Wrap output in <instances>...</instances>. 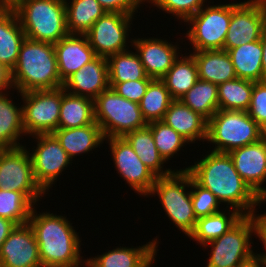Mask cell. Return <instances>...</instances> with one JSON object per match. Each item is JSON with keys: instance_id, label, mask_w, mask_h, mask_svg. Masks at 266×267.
Wrapping results in <instances>:
<instances>
[{"instance_id": "23", "label": "cell", "mask_w": 266, "mask_h": 267, "mask_svg": "<svg viewBox=\"0 0 266 267\" xmlns=\"http://www.w3.org/2000/svg\"><path fill=\"white\" fill-rule=\"evenodd\" d=\"M157 239L137 248L117 247L87 259L94 267H150L155 259Z\"/></svg>"}, {"instance_id": "9", "label": "cell", "mask_w": 266, "mask_h": 267, "mask_svg": "<svg viewBox=\"0 0 266 267\" xmlns=\"http://www.w3.org/2000/svg\"><path fill=\"white\" fill-rule=\"evenodd\" d=\"M231 21V4L202 7L186 22L192 25L186 33L194 51L223 49Z\"/></svg>"}, {"instance_id": "11", "label": "cell", "mask_w": 266, "mask_h": 267, "mask_svg": "<svg viewBox=\"0 0 266 267\" xmlns=\"http://www.w3.org/2000/svg\"><path fill=\"white\" fill-rule=\"evenodd\" d=\"M25 146L0 149V189L22 192L34 205L45 194L36 183Z\"/></svg>"}, {"instance_id": "41", "label": "cell", "mask_w": 266, "mask_h": 267, "mask_svg": "<svg viewBox=\"0 0 266 267\" xmlns=\"http://www.w3.org/2000/svg\"><path fill=\"white\" fill-rule=\"evenodd\" d=\"M247 112L266 131V81L254 82L251 102Z\"/></svg>"}, {"instance_id": "24", "label": "cell", "mask_w": 266, "mask_h": 267, "mask_svg": "<svg viewBox=\"0 0 266 267\" xmlns=\"http://www.w3.org/2000/svg\"><path fill=\"white\" fill-rule=\"evenodd\" d=\"M191 55L197 64L199 79L219 85L237 78L231 58L224 49L194 51Z\"/></svg>"}, {"instance_id": "18", "label": "cell", "mask_w": 266, "mask_h": 267, "mask_svg": "<svg viewBox=\"0 0 266 267\" xmlns=\"http://www.w3.org/2000/svg\"><path fill=\"white\" fill-rule=\"evenodd\" d=\"M148 77L162 79L178 59L179 47L158 38L131 40ZM178 48V49H177Z\"/></svg>"}, {"instance_id": "26", "label": "cell", "mask_w": 266, "mask_h": 267, "mask_svg": "<svg viewBox=\"0 0 266 267\" xmlns=\"http://www.w3.org/2000/svg\"><path fill=\"white\" fill-rule=\"evenodd\" d=\"M94 123L96 122L93 99L66 93L63 87H61L58 128H76Z\"/></svg>"}, {"instance_id": "50", "label": "cell", "mask_w": 266, "mask_h": 267, "mask_svg": "<svg viewBox=\"0 0 266 267\" xmlns=\"http://www.w3.org/2000/svg\"><path fill=\"white\" fill-rule=\"evenodd\" d=\"M85 263L86 267H94L88 260H86V262L84 261L83 264ZM80 264L76 265V266H72V267H81L79 266Z\"/></svg>"}, {"instance_id": "12", "label": "cell", "mask_w": 266, "mask_h": 267, "mask_svg": "<svg viewBox=\"0 0 266 267\" xmlns=\"http://www.w3.org/2000/svg\"><path fill=\"white\" fill-rule=\"evenodd\" d=\"M266 29V0L231 3V21L224 50L261 39Z\"/></svg>"}, {"instance_id": "34", "label": "cell", "mask_w": 266, "mask_h": 267, "mask_svg": "<svg viewBox=\"0 0 266 267\" xmlns=\"http://www.w3.org/2000/svg\"><path fill=\"white\" fill-rule=\"evenodd\" d=\"M180 101L208 121L219 110L218 85L198 79Z\"/></svg>"}, {"instance_id": "14", "label": "cell", "mask_w": 266, "mask_h": 267, "mask_svg": "<svg viewBox=\"0 0 266 267\" xmlns=\"http://www.w3.org/2000/svg\"><path fill=\"white\" fill-rule=\"evenodd\" d=\"M37 147L30 153L36 183L46 192L72 159L53 134L35 135Z\"/></svg>"}, {"instance_id": "1", "label": "cell", "mask_w": 266, "mask_h": 267, "mask_svg": "<svg viewBox=\"0 0 266 267\" xmlns=\"http://www.w3.org/2000/svg\"><path fill=\"white\" fill-rule=\"evenodd\" d=\"M183 171H188L200 186L210 190L220 203H227V207L230 205L228 208L236 209L243 215H251L256 205L266 201L239 175L228 153L211 151Z\"/></svg>"}, {"instance_id": "46", "label": "cell", "mask_w": 266, "mask_h": 267, "mask_svg": "<svg viewBox=\"0 0 266 267\" xmlns=\"http://www.w3.org/2000/svg\"><path fill=\"white\" fill-rule=\"evenodd\" d=\"M13 88L11 81V71L7 69L4 65L0 64V94L3 90Z\"/></svg>"}, {"instance_id": "5", "label": "cell", "mask_w": 266, "mask_h": 267, "mask_svg": "<svg viewBox=\"0 0 266 267\" xmlns=\"http://www.w3.org/2000/svg\"><path fill=\"white\" fill-rule=\"evenodd\" d=\"M266 135L247 111L218 110L209 120L207 140L215 144L213 152L229 153L257 142Z\"/></svg>"}, {"instance_id": "21", "label": "cell", "mask_w": 266, "mask_h": 267, "mask_svg": "<svg viewBox=\"0 0 266 267\" xmlns=\"http://www.w3.org/2000/svg\"><path fill=\"white\" fill-rule=\"evenodd\" d=\"M26 38L16 11L0 5V64L12 71Z\"/></svg>"}, {"instance_id": "13", "label": "cell", "mask_w": 266, "mask_h": 267, "mask_svg": "<svg viewBox=\"0 0 266 267\" xmlns=\"http://www.w3.org/2000/svg\"><path fill=\"white\" fill-rule=\"evenodd\" d=\"M132 15L106 12L93 23L91 29L85 34L96 56L108 58L119 52L127 50L126 40Z\"/></svg>"}, {"instance_id": "6", "label": "cell", "mask_w": 266, "mask_h": 267, "mask_svg": "<svg viewBox=\"0 0 266 267\" xmlns=\"http://www.w3.org/2000/svg\"><path fill=\"white\" fill-rule=\"evenodd\" d=\"M95 122L106 138L123 137L125 134L148 125L138 103L118 95L111 87L94 100Z\"/></svg>"}, {"instance_id": "22", "label": "cell", "mask_w": 266, "mask_h": 267, "mask_svg": "<svg viewBox=\"0 0 266 267\" xmlns=\"http://www.w3.org/2000/svg\"><path fill=\"white\" fill-rule=\"evenodd\" d=\"M188 142L207 140L208 121L180 100H173L163 120Z\"/></svg>"}, {"instance_id": "51", "label": "cell", "mask_w": 266, "mask_h": 267, "mask_svg": "<svg viewBox=\"0 0 266 267\" xmlns=\"http://www.w3.org/2000/svg\"><path fill=\"white\" fill-rule=\"evenodd\" d=\"M20 0H11V7H13Z\"/></svg>"}, {"instance_id": "8", "label": "cell", "mask_w": 266, "mask_h": 267, "mask_svg": "<svg viewBox=\"0 0 266 267\" xmlns=\"http://www.w3.org/2000/svg\"><path fill=\"white\" fill-rule=\"evenodd\" d=\"M255 234V223L251 215H244L225 234L209 241L211 255L206 267H241L252 261L256 255L250 248V238Z\"/></svg>"}, {"instance_id": "37", "label": "cell", "mask_w": 266, "mask_h": 267, "mask_svg": "<svg viewBox=\"0 0 266 267\" xmlns=\"http://www.w3.org/2000/svg\"><path fill=\"white\" fill-rule=\"evenodd\" d=\"M33 206L22 192L0 189V217L9 219L16 225L26 224Z\"/></svg>"}, {"instance_id": "4", "label": "cell", "mask_w": 266, "mask_h": 267, "mask_svg": "<svg viewBox=\"0 0 266 267\" xmlns=\"http://www.w3.org/2000/svg\"><path fill=\"white\" fill-rule=\"evenodd\" d=\"M12 8L26 38L55 44L69 35L65 0H20Z\"/></svg>"}, {"instance_id": "15", "label": "cell", "mask_w": 266, "mask_h": 267, "mask_svg": "<svg viewBox=\"0 0 266 267\" xmlns=\"http://www.w3.org/2000/svg\"><path fill=\"white\" fill-rule=\"evenodd\" d=\"M118 173L139 195H150L157 176L139 159L123 137L107 138Z\"/></svg>"}, {"instance_id": "36", "label": "cell", "mask_w": 266, "mask_h": 267, "mask_svg": "<svg viewBox=\"0 0 266 267\" xmlns=\"http://www.w3.org/2000/svg\"><path fill=\"white\" fill-rule=\"evenodd\" d=\"M172 101L165 83L161 79H153L139 102V107L146 122L150 123L163 120Z\"/></svg>"}, {"instance_id": "7", "label": "cell", "mask_w": 266, "mask_h": 267, "mask_svg": "<svg viewBox=\"0 0 266 267\" xmlns=\"http://www.w3.org/2000/svg\"><path fill=\"white\" fill-rule=\"evenodd\" d=\"M191 174L180 169L171 175L157 177L150 195L157 194L169 219L186 235L195 229L197 218L191 201Z\"/></svg>"}, {"instance_id": "25", "label": "cell", "mask_w": 266, "mask_h": 267, "mask_svg": "<svg viewBox=\"0 0 266 267\" xmlns=\"http://www.w3.org/2000/svg\"><path fill=\"white\" fill-rule=\"evenodd\" d=\"M52 134L71 159L77 154L94 150L105 140L97 123L76 128H58Z\"/></svg>"}, {"instance_id": "27", "label": "cell", "mask_w": 266, "mask_h": 267, "mask_svg": "<svg viewBox=\"0 0 266 267\" xmlns=\"http://www.w3.org/2000/svg\"><path fill=\"white\" fill-rule=\"evenodd\" d=\"M123 138L130 144L139 159L157 176L165 177L171 175L174 170L163 171L164 159L156 148L155 141L149 126L128 132Z\"/></svg>"}, {"instance_id": "38", "label": "cell", "mask_w": 266, "mask_h": 267, "mask_svg": "<svg viewBox=\"0 0 266 267\" xmlns=\"http://www.w3.org/2000/svg\"><path fill=\"white\" fill-rule=\"evenodd\" d=\"M148 126L152 132L156 148L165 162L170 160L182 146H185V143H189L162 120L152 121L148 123Z\"/></svg>"}, {"instance_id": "3", "label": "cell", "mask_w": 266, "mask_h": 267, "mask_svg": "<svg viewBox=\"0 0 266 267\" xmlns=\"http://www.w3.org/2000/svg\"><path fill=\"white\" fill-rule=\"evenodd\" d=\"M11 81L19 93L62 87L54 44L25 38L11 71Z\"/></svg>"}, {"instance_id": "44", "label": "cell", "mask_w": 266, "mask_h": 267, "mask_svg": "<svg viewBox=\"0 0 266 267\" xmlns=\"http://www.w3.org/2000/svg\"><path fill=\"white\" fill-rule=\"evenodd\" d=\"M251 216L255 223V235L262 241L266 251V213L256 216L254 211ZM256 257L266 261V252L264 254H257Z\"/></svg>"}, {"instance_id": "10", "label": "cell", "mask_w": 266, "mask_h": 267, "mask_svg": "<svg viewBox=\"0 0 266 267\" xmlns=\"http://www.w3.org/2000/svg\"><path fill=\"white\" fill-rule=\"evenodd\" d=\"M25 135L52 134L58 129L61 87L20 93Z\"/></svg>"}, {"instance_id": "29", "label": "cell", "mask_w": 266, "mask_h": 267, "mask_svg": "<svg viewBox=\"0 0 266 267\" xmlns=\"http://www.w3.org/2000/svg\"><path fill=\"white\" fill-rule=\"evenodd\" d=\"M198 68L194 57L182 56L174 62L162 77L173 100H180L198 81Z\"/></svg>"}, {"instance_id": "16", "label": "cell", "mask_w": 266, "mask_h": 267, "mask_svg": "<svg viewBox=\"0 0 266 267\" xmlns=\"http://www.w3.org/2000/svg\"><path fill=\"white\" fill-rule=\"evenodd\" d=\"M0 267H42L38 243L29 223L16 225L2 244Z\"/></svg>"}, {"instance_id": "19", "label": "cell", "mask_w": 266, "mask_h": 267, "mask_svg": "<svg viewBox=\"0 0 266 267\" xmlns=\"http://www.w3.org/2000/svg\"><path fill=\"white\" fill-rule=\"evenodd\" d=\"M62 87L69 94L85 96L94 100L110 87L107 58L97 56L68 77Z\"/></svg>"}, {"instance_id": "35", "label": "cell", "mask_w": 266, "mask_h": 267, "mask_svg": "<svg viewBox=\"0 0 266 267\" xmlns=\"http://www.w3.org/2000/svg\"><path fill=\"white\" fill-rule=\"evenodd\" d=\"M254 81L235 78L218 85L219 110L248 111Z\"/></svg>"}, {"instance_id": "17", "label": "cell", "mask_w": 266, "mask_h": 267, "mask_svg": "<svg viewBox=\"0 0 266 267\" xmlns=\"http://www.w3.org/2000/svg\"><path fill=\"white\" fill-rule=\"evenodd\" d=\"M228 154L243 180L260 198L266 200V188L261 187L266 181V135Z\"/></svg>"}, {"instance_id": "31", "label": "cell", "mask_w": 266, "mask_h": 267, "mask_svg": "<svg viewBox=\"0 0 266 267\" xmlns=\"http://www.w3.org/2000/svg\"><path fill=\"white\" fill-rule=\"evenodd\" d=\"M67 1L65 7L69 34L85 35L93 23L107 12L97 0H72L71 4Z\"/></svg>"}, {"instance_id": "43", "label": "cell", "mask_w": 266, "mask_h": 267, "mask_svg": "<svg viewBox=\"0 0 266 267\" xmlns=\"http://www.w3.org/2000/svg\"><path fill=\"white\" fill-rule=\"evenodd\" d=\"M107 12L134 15L140 4L146 0H97Z\"/></svg>"}, {"instance_id": "48", "label": "cell", "mask_w": 266, "mask_h": 267, "mask_svg": "<svg viewBox=\"0 0 266 267\" xmlns=\"http://www.w3.org/2000/svg\"><path fill=\"white\" fill-rule=\"evenodd\" d=\"M241 267H266V261L255 257L252 261Z\"/></svg>"}, {"instance_id": "33", "label": "cell", "mask_w": 266, "mask_h": 267, "mask_svg": "<svg viewBox=\"0 0 266 267\" xmlns=\"http://www.w3.org/2000/svg\"><path fill=\"white\" fill-rule=\"evenodd\" d=\"M109 83H122L136 80H153L145 73L139 55L129 50L107 58Z\"/></svg>"}, {"instance_id": "39", "label": "cell", "mask_w": 266, "mask_h": 267, "mask_svg": "<svg viewBox=\"0 0 266 267\" xmlns=\"http://www.w3.org/2000/svg\"><path fill=\"white\" fill-rule=\"evenodd\" d=\"M193 188V189H192ZM191 201L196 218L209 216L219 211L221 204L216 196L208 189L200 186L191 175Z\"/></svg>"}, {"instance_id": "47", "label": "cell", "mask_w": 266, "mask_h": 267, "mask_svg": "<svg viewBox=\"0 0 266 267\" xmlns=\"http://www.w3.org/2000/svg\"><path fill=\"white\" fill-rule=\"evenodd\" d=\"M262 44V81H266V29L263 31L261 36Z\"/></svg>"}, {"instance_id": "30", "label": "cell", "mask_w": 266, "mask_h": 267, "mask_svg": "<svg viewBox=\"0 0 266 267\" xmlns=\"http://www.w3.org/2000/svg\"><path fill=\"white\" fill-rule=\"evenodd\" d=\"M8 94H0V149L22 146L18 142L25 134L22 107L18 108Z\"/></svg>"}, {"instance_id": "40", "label": "cell", "mask_w": 266, "mask_h": 267, "mask_svg": "<svg viewBox=\"0 0 266 267\" xmlns=\"http://www.w3.org/2000/svg\"><path fill=\"white\" fill-rule=\"evenodd\" d=\"M167 13H171L186 22L205 4V0H147ZM151 1V2H150Z\"/></svg>"}, {"instance_id": "42", "label": "cell", "mask_w": 266, "mask_h": 267, "mask_svg": "<svg viewBox=\"0 0 266 267\" xmlns=\"http://www.w3.org/2000/svg\"><path fill=\"white\" fill-rule=\"evenodd\" d=\"M152 80L126 81L122 83H109V86L123 98L138 103L146 93L147 87Z\"/></svg>"}, {"instance_id": "20", "label": "cell", "mask_w": 266, "mask_h": 267, "mask_svg": "<svg viewBox=\"0 0 266 267\" xmlns=\"http://www.w3.org/2000/svg\"><path fill=\"white\" fill-rule=\"evenodd\" d=\"M54 50L62 82L97 57L86 35L69 34L54 44Z\"/></svg>"}, {"instance_id": "28", "label": "cell", "mask_w": 266, "mask_h": 267, "mask_svg": "<svg viewBox=\"0 0 266 267\" xmlns=\"http://www.w3.org/2000/svg\"><path fill=\"white\" fill-rule=\"evenodd\" d=\"M237 78L254 82L262 81V44L261 40L240 45L227 50Z\"/></svg>"}, {"instance_id": "45", "label": "cell", "mask_w": 266, "mask_h": 267, "mask_svg": "<svg viewBox=\"0 0 266 267\" xmlns=\"http://www.w3.org/2000/svg\"><path fill=\"white\" fill-rule=\"evenodd\" d=\"M16 227V224L6 218L0 217V250L4 241L8 238L11 231Z\"/></svg>"}, {"instance_id": "49", "label": "cell", "mask_w": 266, "mask_h": 267, "mask_svg": "<svg viewBox=\"0 0 266 267\" xmlns=\"http://www.w3.org/2000/svg\"><path fill=\"white\" fill-rule=\"evenodd\" d=\"M1 6L11 7V0H0Z\"/></svg>"}, {"instance_id": "2", "label": "cell", "mask_w": 266, "mask_h": 267, "mask_svg": "<svg viewBox=\"0 0 266 267\" xmlns=\"http://www.w3.org/2000/svg\"><path fill=\"white\" fill-rule=\"evenodd\" d=\"M34 208L28 223L38 243L42 267H72L81 264V241L66 217L49 212L37 215Z\"/></svg>"}, {"instance_id": "32", "label": "cell", "mask_w": 266, "mask_h": 267, "mask_svg": "<svg viewBox=\"0 0 266 267\" xmlns=\"http://www.w3.org/2000/svg\"><path fill=\"white\" fill-rule=\"evenodd\" d=\"M228 211V217L225 214L226 211H219L215 214L198 218L195 229L189 237L201 245H205L209 241L219 238L244 216L233 208H230Z\"/></svg>"}]
</instances>
